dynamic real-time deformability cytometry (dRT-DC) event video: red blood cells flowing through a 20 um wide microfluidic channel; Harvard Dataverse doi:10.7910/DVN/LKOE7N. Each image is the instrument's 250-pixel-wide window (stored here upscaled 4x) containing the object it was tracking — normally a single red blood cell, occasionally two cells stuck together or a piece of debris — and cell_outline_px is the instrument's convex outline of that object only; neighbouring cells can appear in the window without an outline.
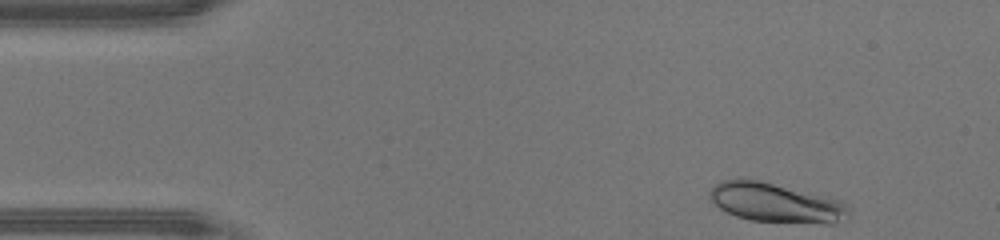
{"species": "human", "species_latin": "Homo sapiens", "temperature_condition": "warm", "stored_images_in_passage": 41, "camera_frame_rate_fps": 3000, "um_per_image_px": 0.085, "donor": {"sex": "male"}, "frame": {"image": 1, "passage_image": 1, "time_ms": 0.0, "image_size_px": [1000, 240], "cell_outline_px": [[848, 216], [832, 224], [824, 224], [748, 220], [736, 216], [720, 208], [708, 196], [708, 192], [720, 180], [748, 176], [836, 200], [844, 204], [848, 208]], "centroid_in_image_um": [65.85, 17.2], "position_along_channel_um": 19.2, "area_um2": 31.91}}
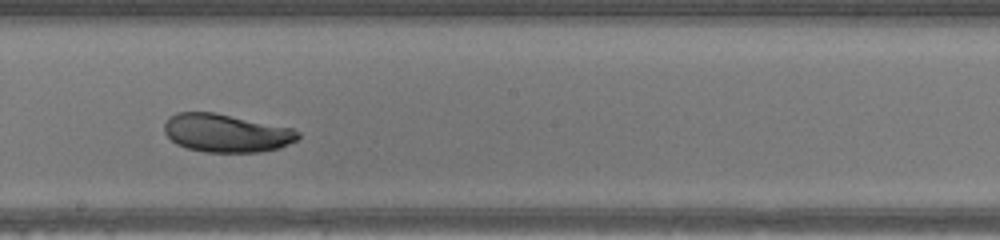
{"frame": {"image": 2, "passage_image": 21, "time_ms": 6.667, "image_size_px": [1000, 240], "cell_outline_px": [[300, 136], [296, 140], [280, 148], [260, 152], [204, 152], [188, 148], [176, 144], [164, 132], [164, 124], [168, 116], [176, 112], [216, 112], [292, 128], [300, 132]], "centroid_in_image_um": [19.22, 11.3], "position_along_channel_um": 229.0, "area_um2": 29.94}}
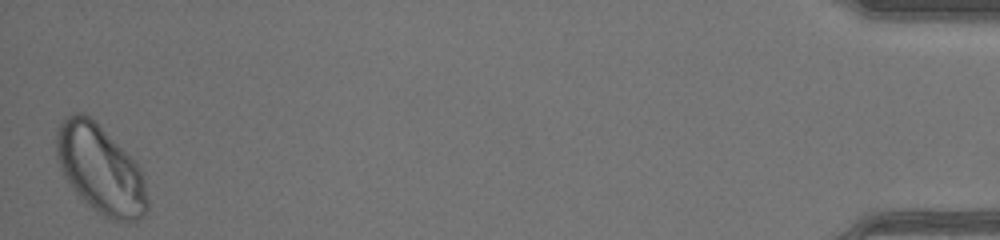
{"frame": {"image": 3, "passage_image": 41, "time_ms": 13.333, "image_size_px": [1000, 240], "cell_outline_px": [[148, 208], [144, 216], [136, 220], [108, 220], [96, 212], [80, 200], [64, 176], [60, 168], [56, 156], [56, 128], [72, 112], [84, 112], [140, 168], [144, 176], [148, 200]], "centroid_in_image_um": [8.5, 14.46], "position_along_channel_um": 426.7, "area_um2": 46.53}, "authors_computed_cell_mechanics": {"area_um2": 31.3276, "velocity_mm_per_s": 4.4952, "shape_relaxation_time_tau1_ms": 2.8405, "shape_relaxation_time_tau2_ms": null, "deformation_change_tau1": 0.1004, "deformation_change_tau2": null}}